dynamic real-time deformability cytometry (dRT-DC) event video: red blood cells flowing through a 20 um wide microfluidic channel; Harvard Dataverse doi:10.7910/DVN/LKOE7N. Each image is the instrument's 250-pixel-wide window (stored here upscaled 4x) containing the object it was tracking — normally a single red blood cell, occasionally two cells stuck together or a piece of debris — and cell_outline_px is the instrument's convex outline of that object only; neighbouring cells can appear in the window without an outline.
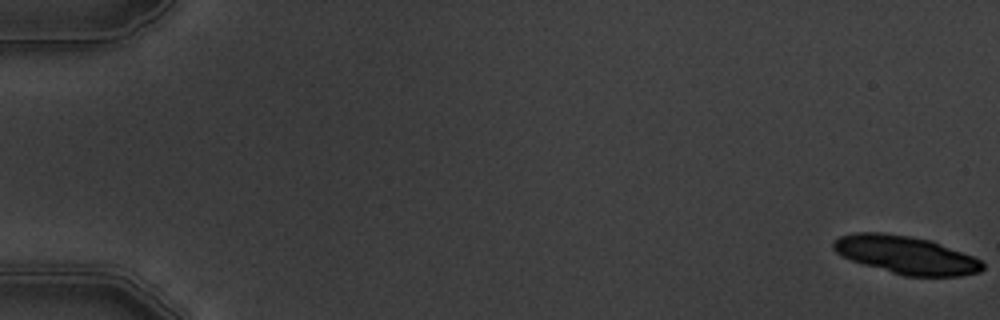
{"species": "common noctule bat (a hibernating species)", "species_latin": "Nyctalus noctula", "temperature_condition": "warm", "stored_images_in_passage": 7, "camera_frame_rate_fps": 3000, "um_per_image_px": 0.085, "animal": {"sex": "male", "body_mass_g": 19.5, "forearm_length_mm": 54.6}, "frame": {"image": 1, "passage_image": 1, "time_ms": 0.0, "image_size_px": [1000, 320], "cell_outline_px": [[984, 268], [980, 272], [960, 276], [904, 276], [864, 264], [840, 256], [832, 248], [832, 240], [840, 236], [856, 232], [880, 232], [908, 236], [932, 240], [972, 256], [980, 260], [984, 264]], "centroid_in_image_um": [76.98, 21.66], "position_along_channel_um": 8.0, "area_um2": 32.95}}